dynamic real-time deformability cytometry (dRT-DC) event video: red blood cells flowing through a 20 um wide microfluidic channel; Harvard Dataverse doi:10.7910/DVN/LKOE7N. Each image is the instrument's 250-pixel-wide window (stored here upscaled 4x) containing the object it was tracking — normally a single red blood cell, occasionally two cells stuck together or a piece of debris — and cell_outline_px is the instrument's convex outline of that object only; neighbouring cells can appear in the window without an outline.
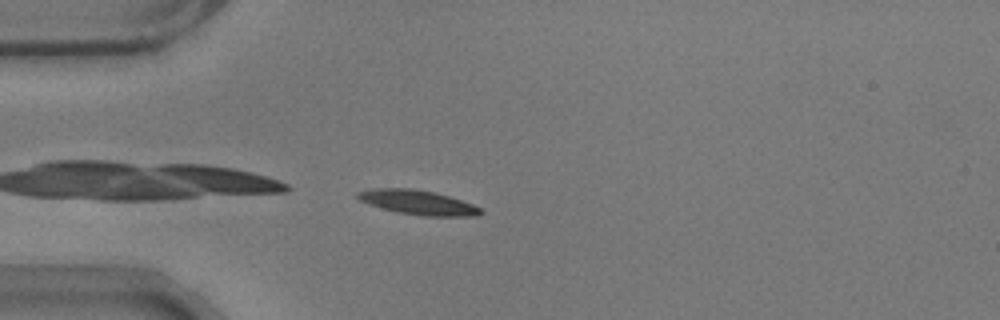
{"species": "common noctule bat (a hibernating species)", "species_latin": "Nyctalus noctula", "temperature_condition": "warm", "stored_images_in_passage": 32, "camera_frame_rate_fps": 3000, "um_per_image_px": 0.085, "animal": {"sex": "male", "body_mass_g": 17.9}, "frame": {"image": 1, "passage_image": 1, "time_ms": 0.0, "image_size_px": [1000, 320], "cell_outline_px": [[484, 212], [476, 216], [424, 216], [396, 212], [368, 204], [360, 200], [356, 196], [356, 192], [372, 188], [412, 188], [436, 192], [472, 204], [480, 208]], "centroid_in_image_um": [35.49, 17.2], "position_along_channel_um": 49.5, "area_um2": 17.57}}
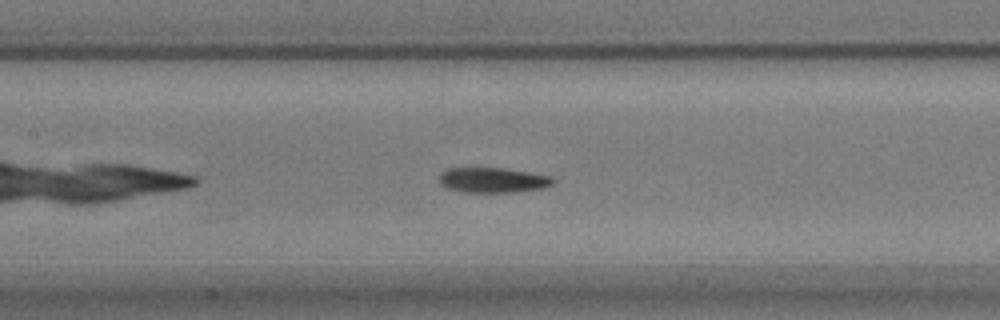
{"frame": {"image": 2, "passage_image": 12, "time_ms": 3.667, "image_size_px": [1000, 320], "cell_outline_px": [[556, 180], [552, 184], [544, 188], [516, 192], [460, 192], [444, 188], [440, 184], [440, 172], [448, 168], [500, 168], [528, 172], [552, 176]], "centroid_in_image_um": [41.87, 15.32], "position_along_channel_um": 165.5, "area_um2": 16.82}}
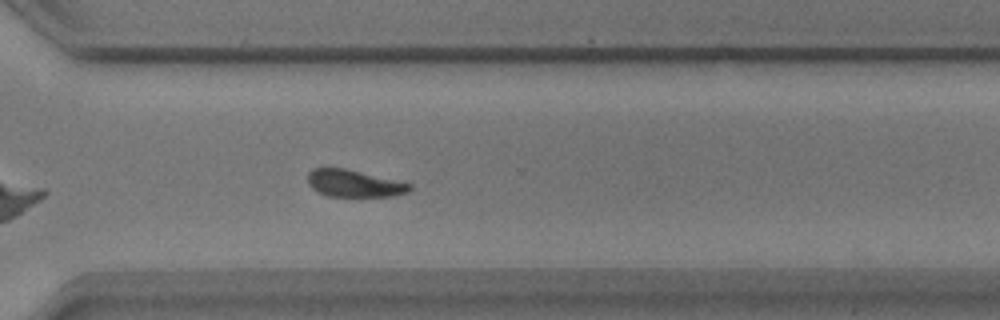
{"frame": {"image": 3, "passage_image": 27, "time_ms": 8.667, "image_size_px": [1000, 320], "cell_outline_px": [[412, 188], [408, 192], [392, 196], [328, 196], [316, 192], [308, 184], [308, 172], [312, 168], [344, 168], [412, 184]], "centroid_in_image_um": [30.06, 15.59], "position_along_channel_um": 340.5, "area_um2": 16.01}, "authors_computed_cell_mechanics": {"area_um2": 17.0221, "velocity_mm_per_s": 3.5092, "shape_relaxation_time_tau1_ms": 11.2679, "shape_relaxation_time_tau2_ms": 5.1774, "deformation_change_tau1": 0.359, "deformation_change_tau2": 0.1248}}